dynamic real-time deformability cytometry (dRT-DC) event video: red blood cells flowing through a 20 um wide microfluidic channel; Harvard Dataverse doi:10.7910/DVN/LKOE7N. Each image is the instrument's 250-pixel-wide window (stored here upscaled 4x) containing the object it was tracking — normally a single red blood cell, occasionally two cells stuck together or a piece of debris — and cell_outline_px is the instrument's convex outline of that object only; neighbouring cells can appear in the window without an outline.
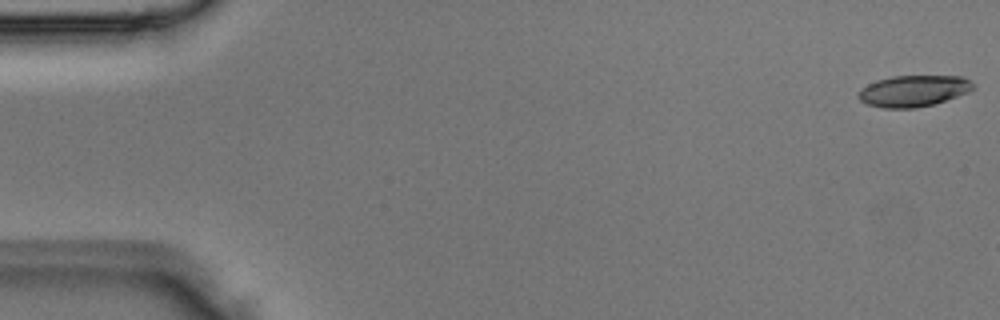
{"species": "Egyptian fruit bat (a non-hibernating species)", "species_latin": "Rousettus aegyptiacus", "temperature_condition": "room temperature", "stored_images_in_passage": 2, "segment_of_instrument_passage": [2, 2], "camera_frame_rate_fps": 3000, "um_per_image_px": 0.085, "animal": {"sex": "male"}, "frame": {"image": 1, "passage_image": 2, "time_ms": 0.333, "image_size_px": [1000, 320], "cell_outline_px": [[976, 88], [968, 92], [936, 104], [916, 108], [884, 108], [868, 104], [860, 100], [856, 96], [860, 88], [876, 80], [892, 76], [964, 76], [972, 80]], "centroid_in_image_um": [77.67, 7.72], "position_along_channel_um": 7.3, "area_um2": 21.27}}